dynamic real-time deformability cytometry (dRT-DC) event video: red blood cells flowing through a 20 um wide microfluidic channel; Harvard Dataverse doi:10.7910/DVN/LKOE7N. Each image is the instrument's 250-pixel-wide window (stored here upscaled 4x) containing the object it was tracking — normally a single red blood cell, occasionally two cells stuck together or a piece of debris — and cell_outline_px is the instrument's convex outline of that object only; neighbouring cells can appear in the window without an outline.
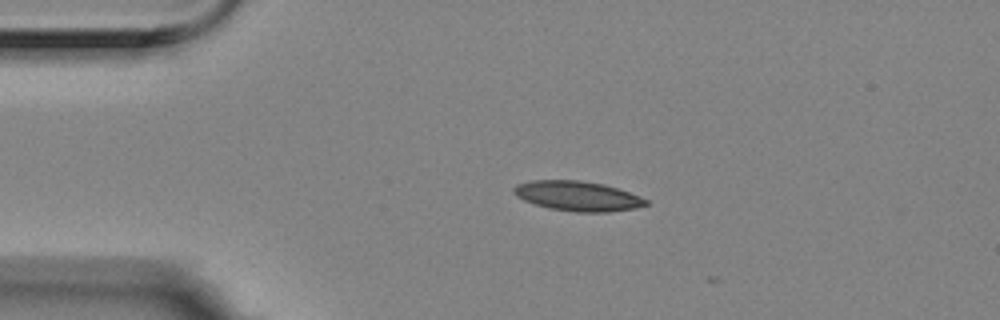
{"species": "Egyptian fruit bat (a non-hibernating species)", "species_latin": "Rousettus aegyptiacus", "temperature_condition": "room temperature", "stored_images_in_passage": 3, "camera_frame_rate_fps": 3000, "um_per_image_px": 0.085, "animal": {"sex": "female"}, "frame": {"image": 1, "passage_image": 1, "time_ms": 0.0, "image_size_px": [1000, 320], "cell_outline_px": [[648, 204], [636, 208], [608, 212], [576, 212], [548, 208], [524, 200], [516, 196], [512, 192], [512, 188], [516, 184], [532, 180], [580, 180], [604, 184], [640, 196], [648, 200]], "centroid_in_image_um": [49.07, 16.66], "position_along_channel_um": 35.9, "area_um2": 23.0}}